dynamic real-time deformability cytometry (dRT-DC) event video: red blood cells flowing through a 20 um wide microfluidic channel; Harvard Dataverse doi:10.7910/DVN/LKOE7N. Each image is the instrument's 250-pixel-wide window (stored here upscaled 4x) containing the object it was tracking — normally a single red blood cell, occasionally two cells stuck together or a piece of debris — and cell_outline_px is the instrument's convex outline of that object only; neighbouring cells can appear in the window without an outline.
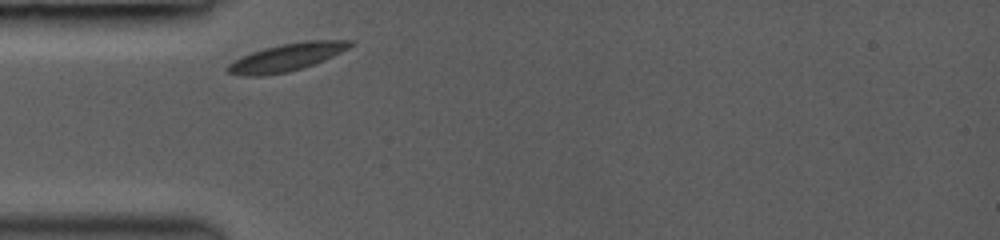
{"species": "common noctule bat (a hibernating species)", "species_latin": "Nyctalus noctula", "temperature_condition": "room temperature", "stored_images_in_passage": 4, "camera_frame_rate_fps": 3000, "um_per_image_px": 0.085, "animal": {"sex": "female", "body_mass_g": 19.0, "forearm_length_mm": 53.3}, "frame": {"image": 1, "passage_image": 1, "time_ms": 0.0, "image_size_px": [1000, 240], "cell_outline_px": [[356, 40], [348, 48], [324, 60], [304, 68], [288, 72], [264, 76], [240, 76], [228, 72], [224, 68], [228, 64], [252, 52], [264, 48], [280, 44], [304, 40]], "centroid_in_image_um": [24.36, 4.87], "position_along_channel_um": 60.6, "area_um2": 19.77}}
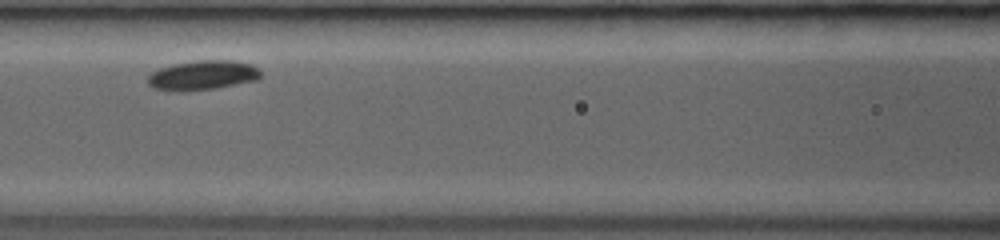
{"frame": {"image": 2, "passage_image": 3, "time_ms": 2.333, "image_size_px": [1000, 240], "cell_outline_px": [[260, 80], [216, 88], [152, 88], [148, 84], [148, 76], [152, 72], [160, 68], [172, 64], [196, 60], [232, 60], [252, 64], [260, 72]], "centroid_in_image_um": [17.31, 6.34], "position_along_channel_um": 149.3, "area_um2": 18.73}}
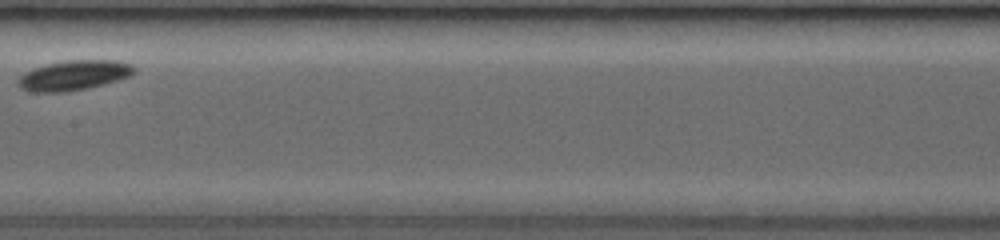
{"frame": {"image": 3, "passage_image": 4, "time_ms": 3.667, "image_size_px": [1000, 240], "cell_outline_px": [[136, 72], [120, 80], [88, 88], [64, 92], [32, 92], [20, 88], [16, 80], [24, 72], [32, 68], [48, 64], [68, 60], [116, 60], [132, 64], [136, 68]], "centroid_in_image_um": [6.28, 6.4], "position_along_channel_um": 201.1, "area_um2": 20.4}}